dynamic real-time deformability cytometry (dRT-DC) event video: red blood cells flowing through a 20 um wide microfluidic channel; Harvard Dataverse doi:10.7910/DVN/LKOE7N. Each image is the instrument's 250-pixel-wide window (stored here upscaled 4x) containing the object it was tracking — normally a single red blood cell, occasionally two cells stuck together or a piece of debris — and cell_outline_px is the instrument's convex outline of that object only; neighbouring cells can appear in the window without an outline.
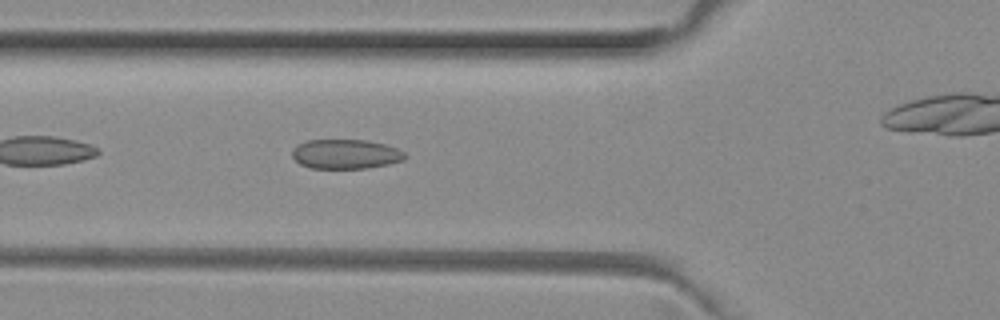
{"species": "common noctule bat (a hibernating species)", "species_latin": "Nyctalus noctula", "temperature_condition": "room temperature", "stored_images_in_passage": 31, "camera_frame_rate_fps": 3000, "um_per_image_px": 0.085, "animal": {"sex": "female", "body_mass_g": 29.2, "forearm_length_mm": 56.3}, "frame": {"image": 1, "passage_image": 5, "time_ms": 1.333, "image_size_px": [1000, 320], "cell_outline_px": [[408, 156], [404, 160], [388, 164], [368, 168], [312, 168], [300, 164], [292, 156], [292, 148], [296, 144], [308, 140], [368, 140], [384, 144], [396, 148], [404, 152]], "centroid_in_image_um": [29.38, 13.09], "position_along_channel_um": 96.4, "area_um2": 19.48}}
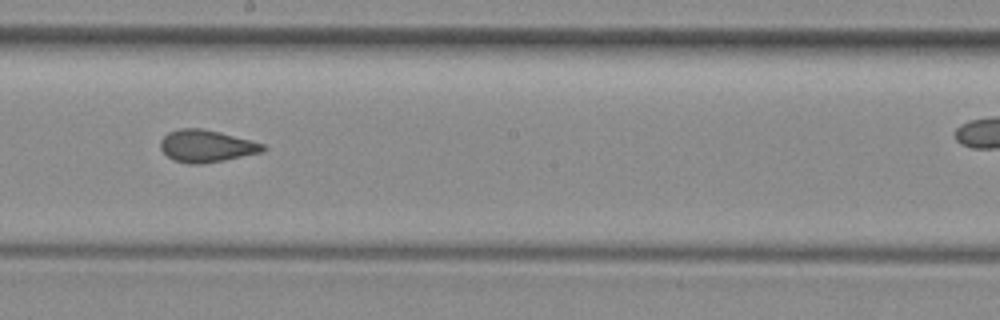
{"frame": {"image": 2, "passage_image": 15, "time_ms": 4.667, "image_size_px": [1000, 320], "cell_outline_px": [[268, 148], [264, 152], [224, 160], [200, 164], [188, 164], [172, 160], [160, 148], [160, 140], [168, 132], [180, 128], [200, 128], [220, 132], [264, 144]], "centroid_in_image_um": [17.54, 12.42], "position_along_channel_um": 230.7, "area_um2": 19.31}}
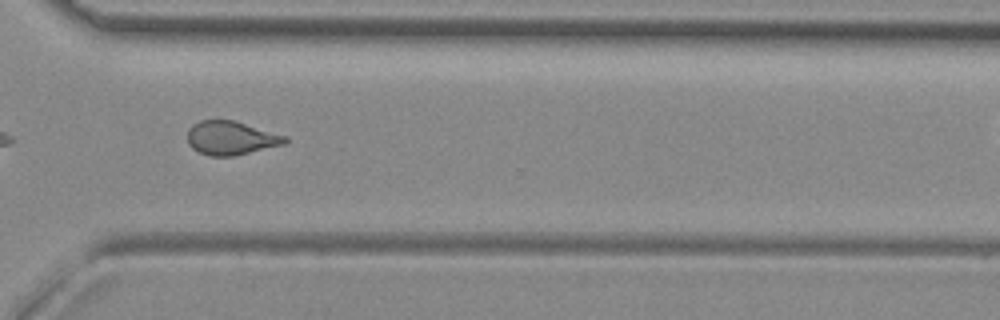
{"frame": {"image": 3, "passage_image": 24, "time_ms": 7.667, "image_size_px": [1000, 320], "cell_outline_px": [[288, 140], [284, 144], [232, 156], [212, 156], [200, 152], [192, 148], [188, 144], [188, 128], [192, 124], [200, 120], [232, 120], [288, 136]], "centroid_in_image_um": [19.61, 11.72], "position_along_channel_um": 351.0, "area_um2": 19.02}, "authors_computed_cell_mechanics": {"area_um2": 19.1896, "velocity_mm_per_s": 4.019, "shape_relaxation_time_tau1_ms": null, "shape_relaxation_time_tau2_ms": 1.7351, "deformation_change_tau1": null, "deformation_change_tau2": 0.0755}}